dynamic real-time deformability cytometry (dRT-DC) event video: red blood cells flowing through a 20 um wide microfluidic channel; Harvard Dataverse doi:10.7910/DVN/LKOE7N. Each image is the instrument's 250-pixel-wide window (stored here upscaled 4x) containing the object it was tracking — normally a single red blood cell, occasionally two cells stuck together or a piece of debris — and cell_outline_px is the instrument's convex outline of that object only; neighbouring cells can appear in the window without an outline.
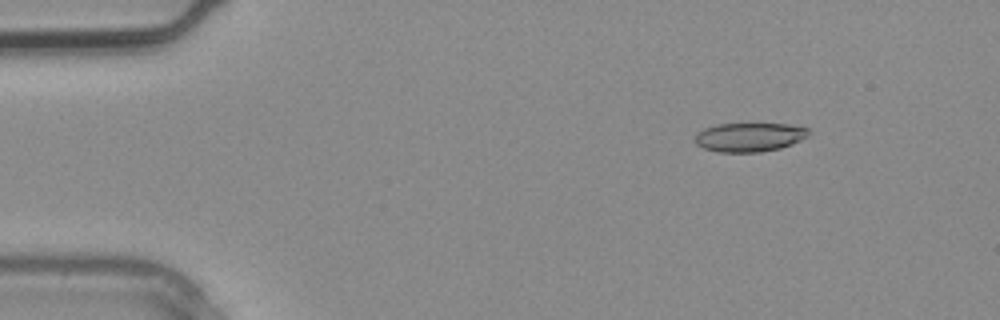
{"species": "common noctule bat (a hibernating species)", "species_latin": "Nyctalus noctula", "temperature_condition": "warm", "stored_images_in_passage": 2, "camera_frame_rate_fps": 3000, "um_per_image_px": 0.085, "animal": {"sex": "male", "body_mass_g": 20.4}, "frame": {"image": 1, "passage_image": 1, "time_ms": 0.0, "image_size_px": [1000, 320], "cell_outline_px": [[808, 136], [792, 144], [780, 148], [760, 152], [720, 152], [704, 148], [696, 144], [696, 132], [704, 128], [716, 124], [788, 124], [808, 128]], "centroid_in_image_um": [63.69, 11.65], "position_along_channel_um": 21.3, "area_um2": 19.07}}